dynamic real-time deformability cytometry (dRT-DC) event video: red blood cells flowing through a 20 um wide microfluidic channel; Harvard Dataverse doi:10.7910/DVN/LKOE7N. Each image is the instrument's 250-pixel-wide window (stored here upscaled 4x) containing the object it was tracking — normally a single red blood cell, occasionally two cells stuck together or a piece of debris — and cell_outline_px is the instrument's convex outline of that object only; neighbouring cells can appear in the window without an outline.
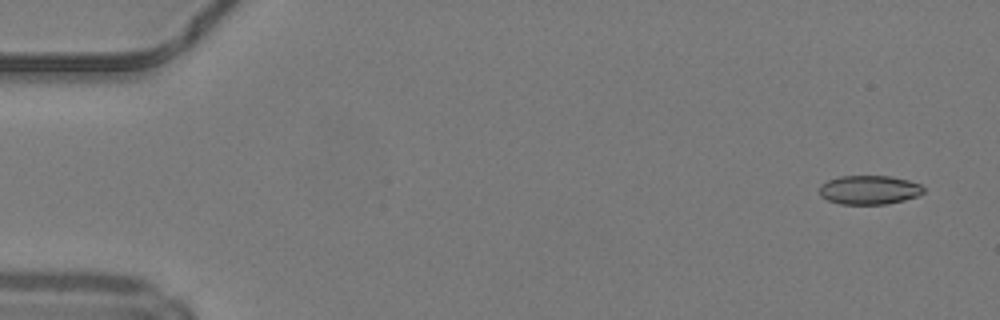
{"species": "common noctule bat (a hibernating species)", "species_latin": "Nyctalus noctula", "temperature_condition": "warm", "stored_images_in_passage": 50, "camera_frame_rate_fps": 3000, "um_per_image_px": 0.085, "animal": {"sex": "male", "body_mass_g": 19.2, "forearm_length_mm": 51.8}, "frame": {"image": 1, "passage_image": 3, "time_ms": 0.667, "image_size_px": [1000, 320], "cell_outline_px": [[924, 192], [916, 196], [904, 200], [888, 204], [840, 204], [828, 200], [820, 196], [820, 184], [828, 180], [840, 176], [892, 176], [908, 180], [920, 184], [924, 188]], "centroid_in_image_um": [73.88, 16.14], "position_along_channel_um": 11.1, "area_um2": 17.63}}
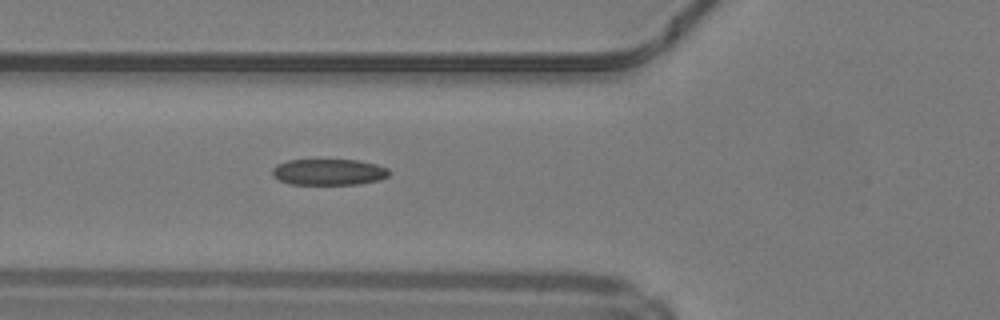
{"frame": {"image": 2, "passage_image": 19, "time_ms": 6.0, "image_size_px": [1000, 320], "cell_outline_px": [[392, 172], [388, 176], [380, 180], [360, 184], [288, 184], [272, 176], [272, 168], [276, 164], [288, 160], [356, 160], [376, 164], [388, 168]], "centroid_in_image_um": [27.95, 14.62], "position_along_channel_um": 97.8, "area_um2": 17.98}}
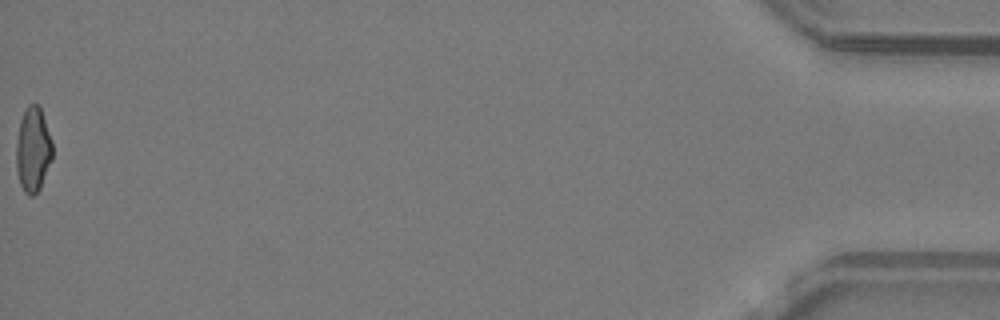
{"frame": {"image": 3, "passage_image": 50, "time_ms": 16.333, "image_size_px": [1000, 320], "cell_outline_px": [[52, 160], [40, 188], [32, 196], [28, 196], [24, 192], [20, 184], [16, 168], [16, 140], [20, 120], [28, 104], [36, 104], [40, 108], [52, 140]], "centroid_in_image_um": [2.8, 12.74], "position_along_channel_um": 432.4, "area_um2": 17.92}, "authors_computed_cell_mechanics": {"area_um2": 18.207, "velocity_mm_per_s": 4.2307, "shape_relaxation_time_tau1_ms": null, "shape_relaxation_time_tau2_ms": 2.0274, "deformation_change_tau1": null, "deformation_change_tau2": 0.0914}}